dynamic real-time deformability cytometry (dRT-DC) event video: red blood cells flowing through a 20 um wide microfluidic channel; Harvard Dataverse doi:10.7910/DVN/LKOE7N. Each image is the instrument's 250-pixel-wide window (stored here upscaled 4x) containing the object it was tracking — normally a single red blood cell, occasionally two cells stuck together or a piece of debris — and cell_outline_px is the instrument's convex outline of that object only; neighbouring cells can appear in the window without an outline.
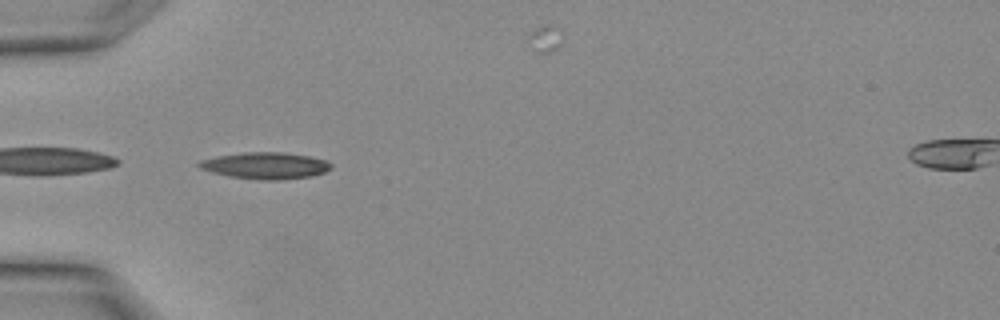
{"species": "Egyptian fruit bat (a non-hibernating species)", "species_latin": "Rousettus aegyptiacus", "temperature_condition": "warm", "stored_images_in_passage": 12, "camera_frame_rate_fps": 3000, "um_per_image_px": 0.085, "animal": {"sex": "female"}, "frame": {"image": 1, "passage_image": 1, "time_ms": 0.0, "image_size_px": [1000, 320], "cell_outline_px": [[332, 168], [324, 172], [312, 176], [276, 180], [264, 180], [228, 176], [212, 172], [200, 168], [196, 164], [200, 160], [216, 156], [244, 152], [284, 152], [308, 156], [324, 160], [332, 164]], "centroid_in_image_um": [22.54, 14.07], "position_along_channel_um": 62.5, "area_um2": 20.4}}
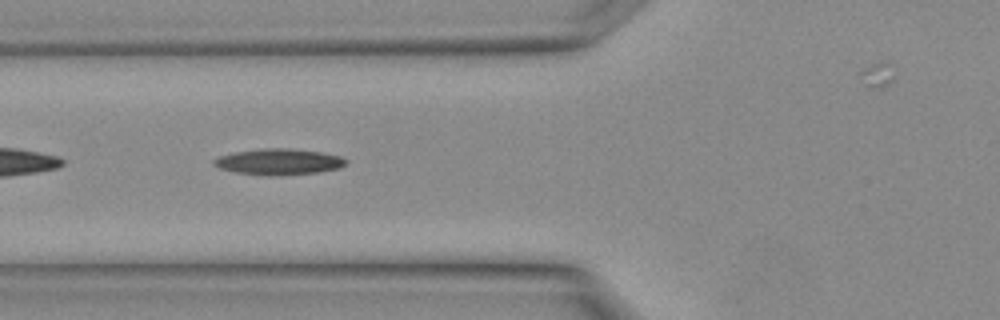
{"frame": {"image": 2, "passage_image": 3, "time_ms": 0.667, "image_size_px": [1000, 320], "cell_outline_px": [[348, 160], [340, 168], [320, 172], [272, 176], [236, 172], [220, 168], [212, 164], [212, 160], [220, 156], [236, 152], [268, 148], [284, 148], [320, 152], [340, 156]], "centroid_in_image_um": [23.71, 13.76], "position_along_channel_um": 102.1, "area_um2": 19.77}}